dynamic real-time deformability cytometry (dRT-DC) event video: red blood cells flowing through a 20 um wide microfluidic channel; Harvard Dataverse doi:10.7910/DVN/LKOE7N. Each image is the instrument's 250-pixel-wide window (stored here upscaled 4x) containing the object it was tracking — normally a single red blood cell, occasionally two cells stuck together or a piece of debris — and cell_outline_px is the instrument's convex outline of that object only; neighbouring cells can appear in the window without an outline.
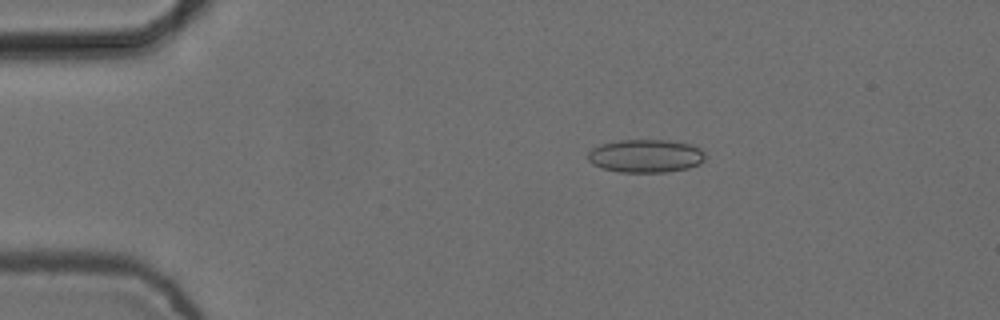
{"species": "common noctule bat (a hibernating species)", "species_latin": "Nyctalus noctula", "temperature_condition": "cold", "stored_images_in_passage": 4, "camera_frame_rate_fps": 3000, "um_per_image_px": 0.085, "animal": {"sex": "female", "body_mass_g": 24.6, "forearm_length_mm": 56.2}, "frame": {"image": 1, "passage_image": 2, "time_ms": 0.333, "image_size_px": [1000, 320], "cell_outline_px": [[704, 160], [700, 164], [688, 168], [668, 172], [620, 172], [604, 168], [592, 164], [588, 160], [588, 152], [592, 148], [600, 144], [620, 140], [668, 140], [692, 144], [700, 148], [704, 152]], "centroid_in_image_um": [54.9, 13.25], "position_along_channel_um": 30.1, "area_um2": 22.77}}